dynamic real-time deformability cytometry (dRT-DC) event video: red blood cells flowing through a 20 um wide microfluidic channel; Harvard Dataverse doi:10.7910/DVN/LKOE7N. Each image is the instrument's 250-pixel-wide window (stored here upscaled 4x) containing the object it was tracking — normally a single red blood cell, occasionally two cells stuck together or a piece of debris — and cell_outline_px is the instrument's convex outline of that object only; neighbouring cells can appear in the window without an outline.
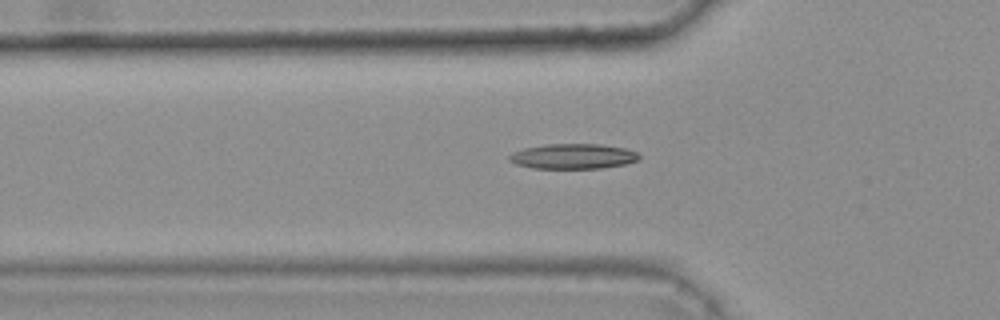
{"species": "common noctule bat (a hibernating species)", "species_latin": "Nyctalus noctula", "temperature_condition": "warm", "stored_images_in_passage": 47, "camera_frame_rate_fps": 3000, "um_per_image_px": 0.085, "animal": {"sex": "female", "body_mass_g": 25.1}, "frame": {"image": 1, "passage_image": 18, "time_ms": 5.667, "image_size_px": [1000, 320], "cell_outline_px": [[640, 156], [636, 160], [624, 164], [600, 168], [532, 168], [516, 164], [508, 160], [508, 156], [512, 152], [524, 148], [544, 144], [600, 144], [624, 148], [636, 152]], "centroid_in_image_um": [48.65, 13.28], "position_along_channel_um": 77.1, "area_um2": 18.9}}
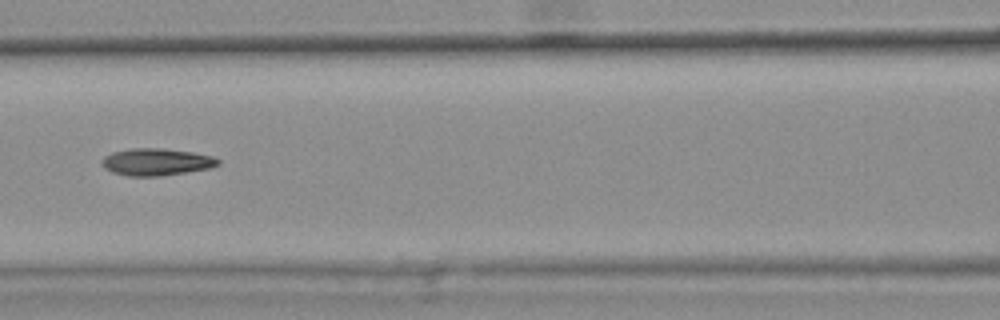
{"frame": {"image": 2, "passage_image": 24, "time_ms": 7.667, "image_size_px": [1000, 320], "cell_outline_px": [[220, 164], [208, 168], [160, 176], [128, 176], [112, 172], [104, 168], [104, 156], [112, 152], [132, 148], [160, 148], [192, 152], [212, 156], [220, 160]], "centroid_in_image_um": [13.29, 13.76], "position_along_channel_um": 153.3, "area_um2": 18.09}}
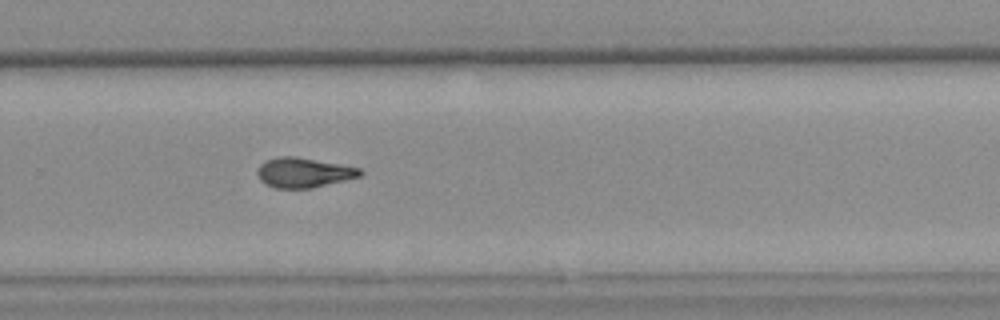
{"frame": {"image": 3, "passage_image": 36, "time_ms": 11.667, "image_size_px": [1000, 320], "cell_outline_px": [[364, 172], [360, 176], [312, 188], [276, 188], [264, 184], [260, 180], [256, 172], [260, 164], [264, 160], [280, 156], [292, 156], [340, 164], [360, 168]], "centroid_in_image_um": [25.77, 14.67], "position_along_channel_um": 304.0, "area_um2": 17.8}, "authors_computed_cell_mechanics": {"area_um2": 18.0914, "velocity_mm_per_s": 3.7796, "shape_relaxation_time_tau1_ms": null, "shape_relaxation_time_tau2_ms": 3.6757, "deformation_change_tau1": null, "deformation_change_tau2": 0.1218}}